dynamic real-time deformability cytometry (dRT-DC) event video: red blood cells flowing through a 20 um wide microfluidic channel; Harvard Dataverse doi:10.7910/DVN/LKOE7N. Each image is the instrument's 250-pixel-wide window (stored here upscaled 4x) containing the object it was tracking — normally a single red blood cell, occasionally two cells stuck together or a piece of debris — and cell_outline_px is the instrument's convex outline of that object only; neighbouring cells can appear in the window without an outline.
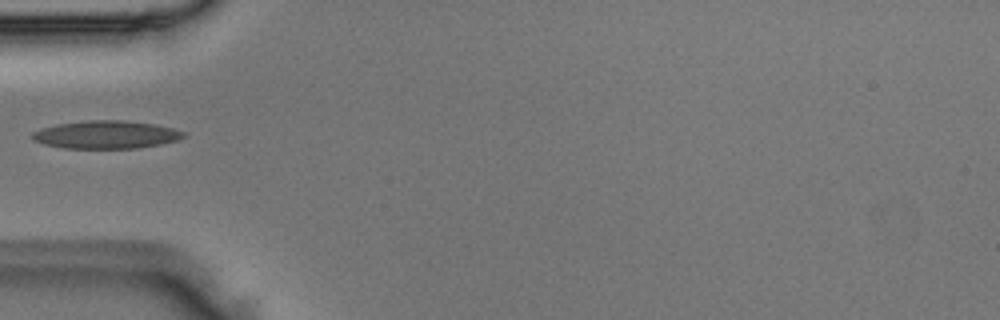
{"species": "Egyptian fruit bat (a non-hibernating species)", "species_latin": "Rousettus aegyptiacus", "temperature_condition": "room temperature", "stored_images_in_passage": 3, "camera_frame_rate_fps": 3000, "um_per_image_px": 0.085, "animal": {"sex": "male"}, "frame": {"image": 1, "passage_image": 2, "time_ms": 0.333, "image_size_px": [1000, 320], "cell_outline_px": [[188, 136], [176, 140], [160, 144], [136, 148], [64, 148], [44, 144], [32, 140], [32, 132], [40, 128], [56, 124], [88, 120], [124, 120], [156, 124], [172, 128], [184, 132]], "centroid_in_image_um": [9.0, 11.44], "position_along_channel_um": 76.0, "area_um2": 24.68}}
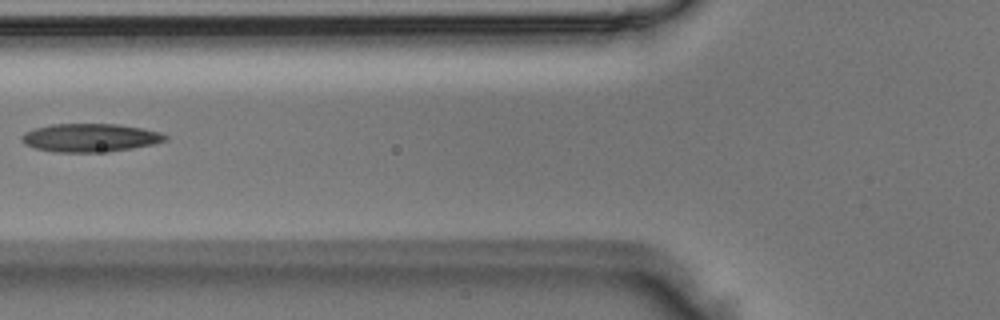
{"frame": {"image": 2, "passage_image": 3, "time_ms": 0.667, "image_size_px": [1000, 320], "cell_outline_px": [[168, 140], [152, 144], [132, 148], [108, 152], [56, 152], [36, 148], [24, 144], [20, 136], [24, 132], [32, 128], [52, 124], [116, 124], [140, 128], [160, 132], [168, 136]], "centroid_in_image_um": [7.63, 11.7], "position_along_channel_um": 118.2, "area_um2": 23.7}}